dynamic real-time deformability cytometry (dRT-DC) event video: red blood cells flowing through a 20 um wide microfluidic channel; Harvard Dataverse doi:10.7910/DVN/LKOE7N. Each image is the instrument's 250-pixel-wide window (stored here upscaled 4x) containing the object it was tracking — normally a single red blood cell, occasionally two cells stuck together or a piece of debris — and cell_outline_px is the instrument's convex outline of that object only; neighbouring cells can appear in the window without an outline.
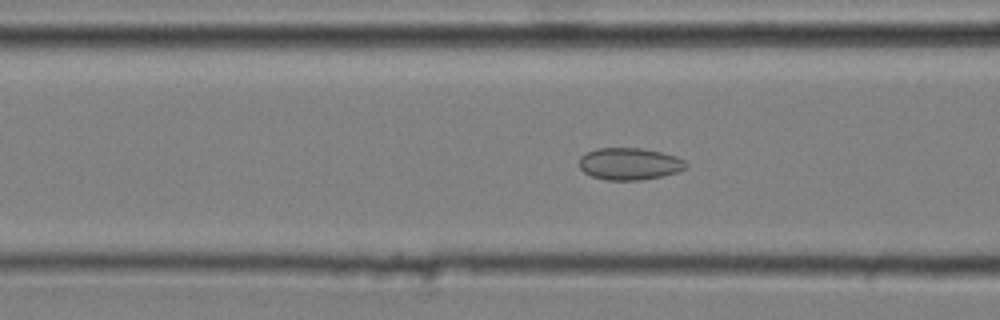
{"species": "common noctule bat (a hibernating species)", "species_latin": "Nyctalus noctula", "temperature_condition": "cold", "stored_images_in_passage": 37, "camera_frame_rate_fps": 3000, "um_per_image_px": 0.085, "animal": {"sex": "male", "body_mass_g": 20.4}, "frame": {"image": 1, "passage_image": 5, "time_ms": 1.333, "image_size_px": [1000, 320], "cell_outline_px": [[688, 164], [680, 172], [640, 180], [604, 180], [592, 176], [584, 172], [580, 168], [580, 156], [596, 148], [640, 148], [660, 152], [676, 156], [684, 160]], "centroid_in_image_um": [53.5, 13.93], "position_along_channel_um": 113.1, "area_um2": 19.88}}
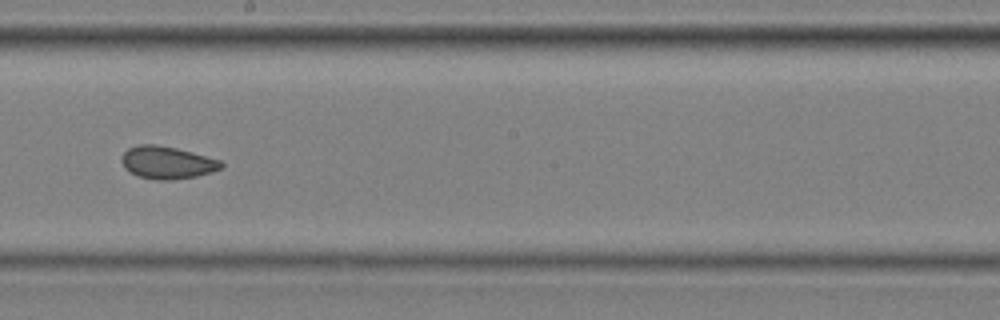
{"frame": {"image": 2, "passage_image": 15, "time_ms": 4.667, "image_size_px": [1000, 320], "cell_outline_px": [[224, 168], [212, 172], [196, 176], [172, 180], [156, 180], [140, 176], [124, 168], [120, 160], [124, 152], [128, 148], [140, 144], [156, 144], [176, 148], [192, 152], [220, 160], [224, 164]], "centroid_in_image_um": [14.22, 13.81], "position_along_channel_um": 234.0, "area_um2": 18.9}}
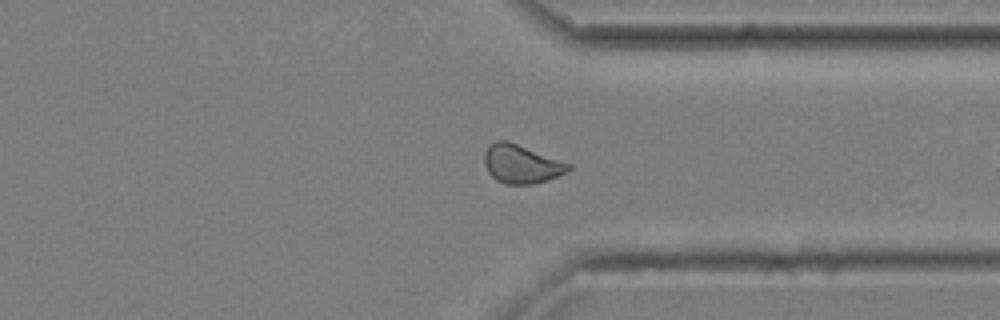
{"frame": {"image": 3, "passage_image": 26, "time_ms": 8.333, "image_size_px": [1000, 320], "cell_outline_px": [[572, 168], [568, 172], [548, 180], [532, 184], [504, 184], [496, 180], [488, 172], [484, 164], [484, 152], [488, 144], [496, 140], [508, 140], [572, 164]], "centroid_in_image_um": [44.31, 13.93], "position_along_channel_um": 367.1, "area_um2": 19.25}, "authors_computed_cell_mechanics": {"area_um2": 18.8428, "velocity_mm_per_s": 3.6287, "shape_relaxation_time_tau1_ms": null, "shape_relaxation_time_tau2_ms": 2.2989, "deformation_change_tau1": null, "deformation_change_tau2": 0.0632}}